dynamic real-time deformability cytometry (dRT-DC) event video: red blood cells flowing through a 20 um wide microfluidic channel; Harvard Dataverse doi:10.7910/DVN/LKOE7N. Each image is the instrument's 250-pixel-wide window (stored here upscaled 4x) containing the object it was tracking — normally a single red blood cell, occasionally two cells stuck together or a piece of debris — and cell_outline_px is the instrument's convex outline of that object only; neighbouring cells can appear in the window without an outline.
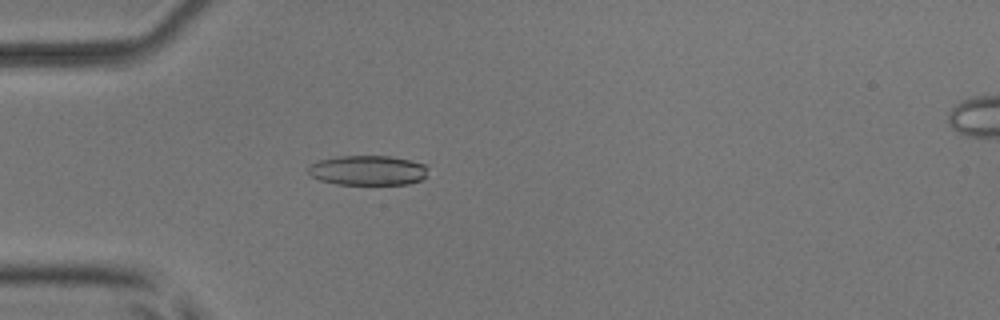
{"species": "common noctule bat (a hibernating species)", "species_latin": "Nyctalus noctula", "temperature_condition": "room temperature", "stored_images_in_passage": 53, "camera_frame_rate_fps": 3000, "um_per_image_px": 0.085, "animal": {"sex": "male", "body_mass_g": 17.9, "forearm_length_mm": 54.2}, "frame": {"image": 1, "passage_image": 16, "time_ms": 5.0, "image_size_px": [1000, 320], "cell_outline_px": [[428, 168], [424, 176], [420, 180], [408, 184], [336, 184], [320, 180], [312, 176], [308, 172], [308, 164], [316, 160], [340, 156], [388, 156], [408, 160], [424, 164]], "centroid_in_image_um": [31.2, 14.47], "position_along_channel_um": 53.8, "area_um2": 20.75}}
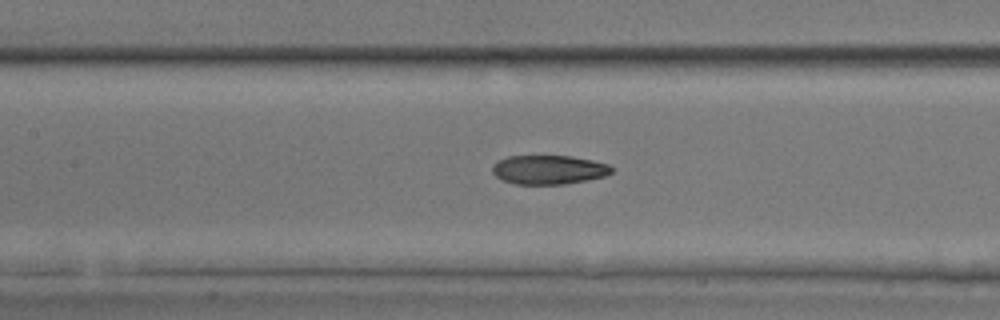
{"frame": {"image": 2, "passage_image": 25, "time_ms": 8.0, "image_size_px": [1000, 320], "cell_outline_px": [[612, 172], [604, 176], [564, 184], [516, 184], [504, 180], [496, 176], [492, 172], [492, 164], [496, 160], [508, 156], [572, 156], [592, 160], [608, 164], [612, 168]], "centroid_in_image_um": [46.6, 14.41], "position_along_channel_um": 160.8, "area_um2": 20.11}}
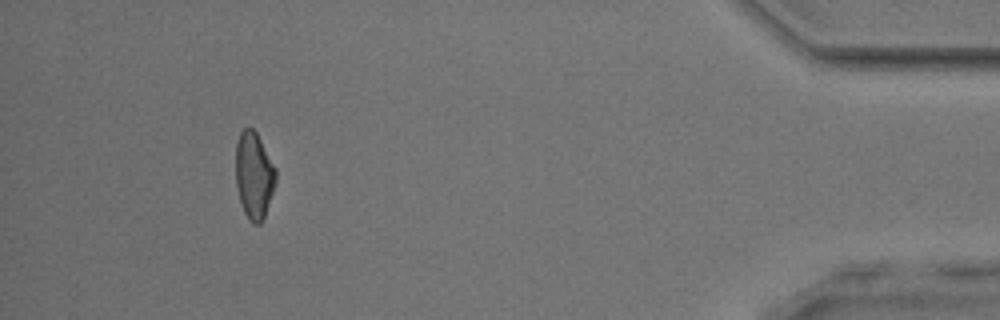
{"frame": {"image": 3, "passage_image": 49, "time_ms": 16.0, "image_size_px": [1000, 320], "cell_outline_px": [[276, 184], [264, 220], [260, 224], [252, 224], [248, 220], [244, 212], [240, 200], [236, 184], [236, 144], [240, 132], [244, 128], [252, 128], [256, 132], [276, 168]], "centroid_in_image_um": [21.6, 14.95], "position_along_channel_um": 413.6, "area_um2": 20.46}, "authors_computed_cell_mechanics": {"area_um2": 21.097, "velocity_mm_per_s": 3.9242, "shape_relaxation_time_tau1_ms": 6.9706, "shape_relaxation_time_tau2_ms": 3.2929, "deformation_change_tau1": 0.1905, "deformation_change_tau2": 0.0958}}